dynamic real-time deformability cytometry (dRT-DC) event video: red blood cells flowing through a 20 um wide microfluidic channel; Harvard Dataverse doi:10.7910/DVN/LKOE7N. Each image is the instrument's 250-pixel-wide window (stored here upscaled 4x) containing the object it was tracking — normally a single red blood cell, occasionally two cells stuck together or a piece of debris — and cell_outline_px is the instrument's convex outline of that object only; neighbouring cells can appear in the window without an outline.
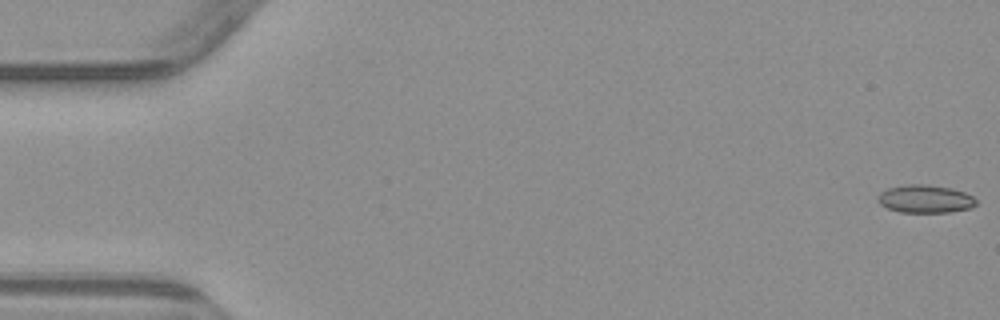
{"species": "common noctule bat (a hibernating species)", "species_latin": "Nyctalus noctula", "temperature_condition": "warm", "stored_images_in_passage": 5, "camera_frame_rate_fps": 3000, "um_per_image_px": 0.085, "animal": {"sex": "male", "body_mass_g": 23.1, "forearm_length_mm": 52.7}, "frame": {"image": 1, "passage_image": 1, "time_ms": 0.0, "image_size_px": [1000, 320], "cell_outline_px": [[976, 204], [972, 208], [948, 212], [900, 212], [888, 208], [880, 204], [876, 200], [880, 192], [888, 188], [908, 184], [924, 184], [952, 188], [964, 192], [972, 196], [976, 200]], "centroid_in_image_um": [78.63, 16.9], "position_along_channel_um": 6.4, "area_um2": 16.01}}
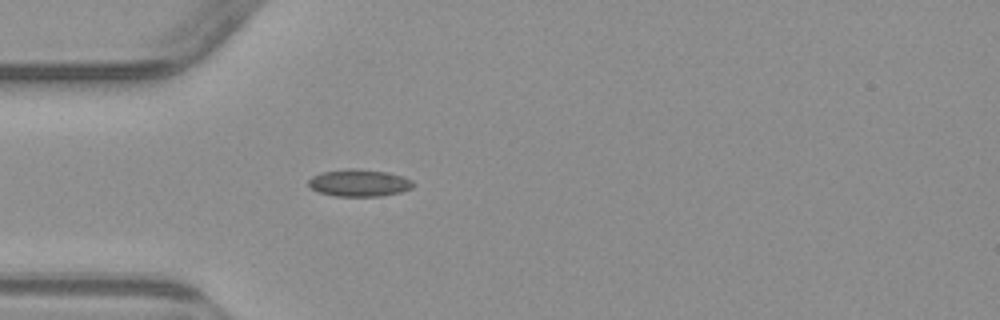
{"frame": {"image": 2, "passage_image": 5, "time_ms": 5.0, "image_size_px": [1000, 320], "cell_outline_px": [[416, 184], [412, 188], [400, 192], [380, 196], [336, 196], [320, 192], [312, 188], [308, 184], [308, 180], [312, 176], [324, 172], [348, 168], [352, 168], [388, 172], [404, 176], [412, 180]], "centroid_in_image_um": [30.57, 15.54], "position_along_channel_um": 54.4, "area_um2": 16.53}}